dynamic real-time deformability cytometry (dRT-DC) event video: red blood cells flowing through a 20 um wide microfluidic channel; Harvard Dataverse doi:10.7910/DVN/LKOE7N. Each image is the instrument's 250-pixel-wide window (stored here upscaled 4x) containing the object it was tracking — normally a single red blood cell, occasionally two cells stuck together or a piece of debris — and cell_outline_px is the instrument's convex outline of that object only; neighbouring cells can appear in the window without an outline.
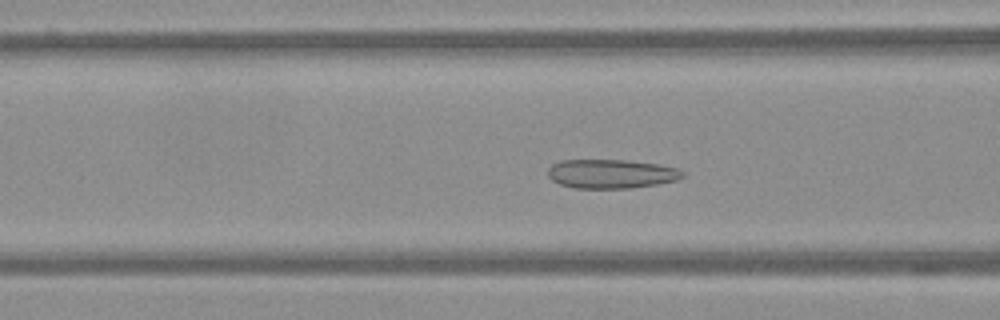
{"species": "Egyptian fruit bat (a non-hibernating species)", "species_latin": "Rousettus aegyptiacus", "temperature_condition": "warm", "stored_images_in_passage": 56, "camera_frame_rate_fps": 3000, "um_per_image_px": 0.085, "frame": {"image": 1, "passage_image": 21, "time_ms": 6.667, "image_size_px": [1000, 320], "cell_outline_px": [[684, 176], [676, 180], [656, 184], [628, 188], [576, 188], [560, 184], [552, 180], [548, 176], [548, 168], [552, 164], [560, 160], [628, 160], [660, 164], [680, 168], [684, 172]], "centroid_in_image_um": [51.97, 14.76], "position_along_channel_um": 114.6, "area_um2": 22.89}}
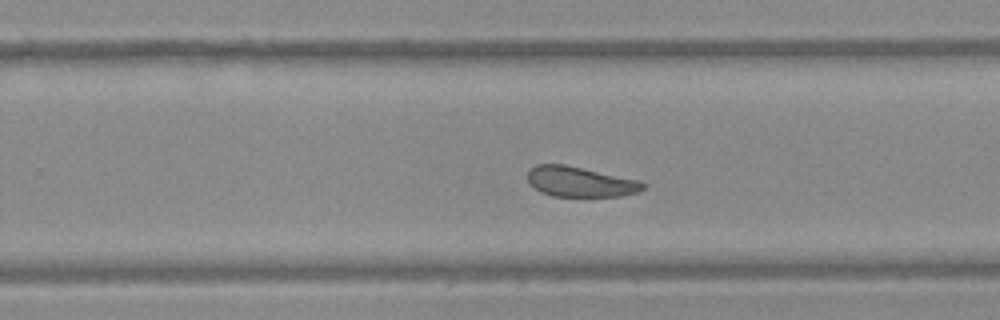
{"frame": {"image": 2, "passage_image": 35, "time_ms": 11.333, "image_size_px": [1000, 320], "cell_outline_px": [[644, 188], [636, 192], [620, 196], [552, 196], [540, 192], [528, 180], [528, 168], [536, 164], [564, 164], [640, 180], [644, 184]], "centroid_in_image_um": [49.29, 15.44], "position_along_channel_um": 280.5, "area_um2": 20.17}}
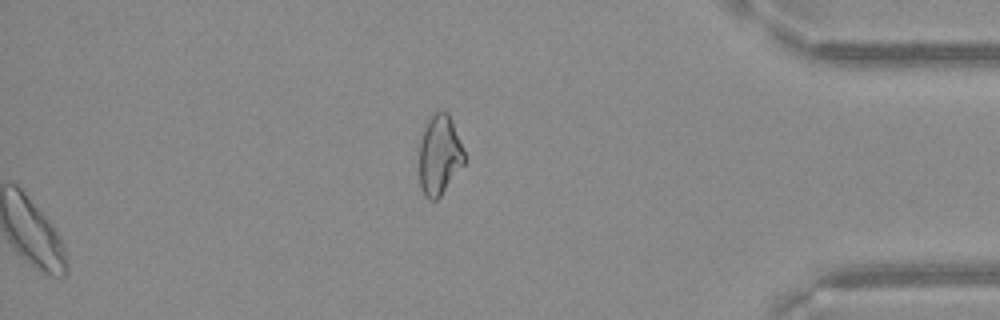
{"frame": {"image": 3, "passage_image": 56, "time_ms": 18.333, "image_size_px": [1000, 320], "cell_outline_px": [[464, 164], [440, 196], [436, 200], [428, 200], [424, 196], [420, 188], [420, 144], [424, 124], [436, 112], [448, 112], [464, 152]], "centroid_in_image_um": [37.33, 13.21], "position_along_channel_um": 397.9, "area_um2": 20.69}}